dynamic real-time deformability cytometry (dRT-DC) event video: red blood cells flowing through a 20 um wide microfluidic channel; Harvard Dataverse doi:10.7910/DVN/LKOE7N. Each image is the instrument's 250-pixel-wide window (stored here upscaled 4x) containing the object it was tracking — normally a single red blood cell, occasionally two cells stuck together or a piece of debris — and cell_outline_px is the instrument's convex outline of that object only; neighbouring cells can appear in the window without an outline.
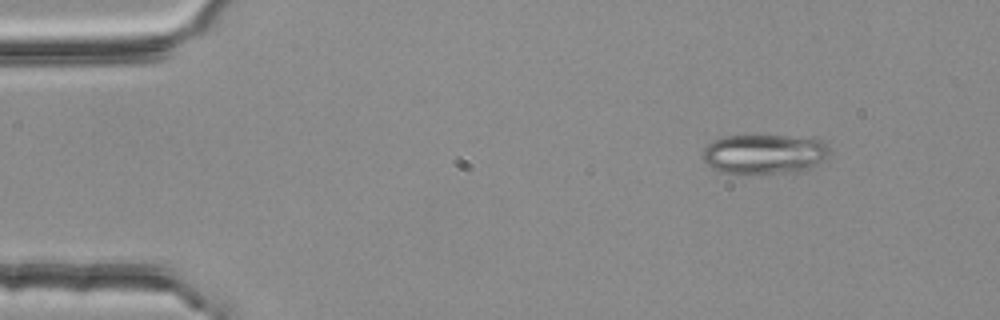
{"species": "common noctule bat (a hibernating species)", "species_latin": "Nyctalus noctula", "temperature_condition": "room temperature", "stored_images_in_passage": 3, "camera_frame_rate_fps": 3000, "um_per_image_px": 0.085, "animal": {"sex": "female", "body_mass_g": 25.1}, "frame": {"image": 1, "passage_image": 1, "time_ms": 0.0, "image_size_px": [1000, 320], "cell_outline_px": [[832, 152], [828, 156], [812, 168], [804, 172], [724, 172], [712, 168], [704, 164], [700, 156], [704, 148], [712, 140], [728, 136], [784, 136], [824, 140]], "centroid_in_image_um": [64.98, 13.09], "position_along_channel_um": 20.0, "area_um2": 29.36}}